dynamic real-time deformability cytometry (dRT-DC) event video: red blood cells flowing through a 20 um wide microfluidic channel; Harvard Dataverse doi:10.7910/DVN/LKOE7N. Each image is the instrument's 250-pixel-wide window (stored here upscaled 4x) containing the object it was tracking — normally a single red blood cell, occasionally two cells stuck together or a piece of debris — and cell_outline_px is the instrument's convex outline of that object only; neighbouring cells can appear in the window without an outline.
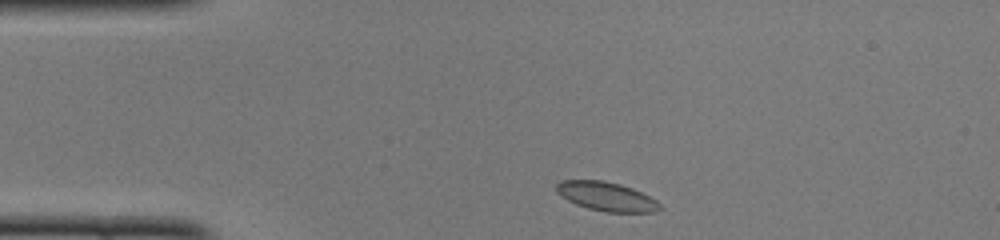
{"species": "common noctule bat (a hibernating species)", "species_latin": "Nyctalus noctula", "temperature_condition": "cold", "stored_images_in_passage": 41, "camera_frame_rate_fps": 3000, "um_per_image_px": 0.085, "animal": {"sex": "female", "body_mass_g": 22.0, "forearm_length_mm": 56.7}, "frame": {"image": 1, "passage_image": 1, "time_ms": 0.0, "image_size_px": [1000, 240], "cell_outline_px": [[664, 208], [652, 212], [608, 212], [588, 208], [576, 204], [568, 200], [556, 192], [556, 184], [560, 180], [604, 180], [620, 184], [632, 188], [656, 200]], "centroid_in_image_um": [51.54, 16.69], "position_along_channel_um": 33.5, "area_um2": 17.4}}
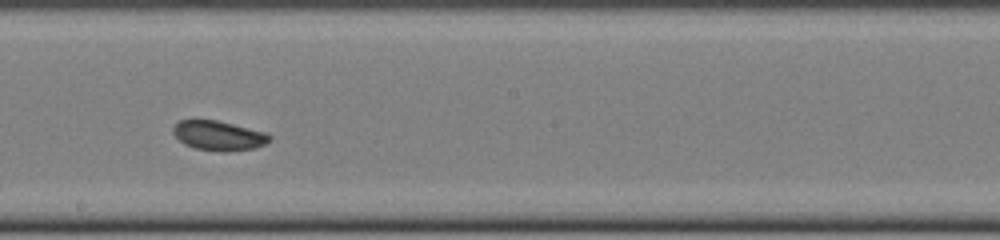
{"frame": {"image": 2, "passage_image": 19, "time_ms": 6.0, "image_size_px": [1000, 240], "cell_outline_px": [[272, 140], [256, 148], [224, 152], [220, 152], [196, 148], [184, 144], [172, 132], [172, 128], [180, 120], [216, 120], [268, 132], [272, 136]], "centroid_in_image_um": [18.64, 11.53], "position_along_channel_um": 229.6, "area_um2": 16.76}}
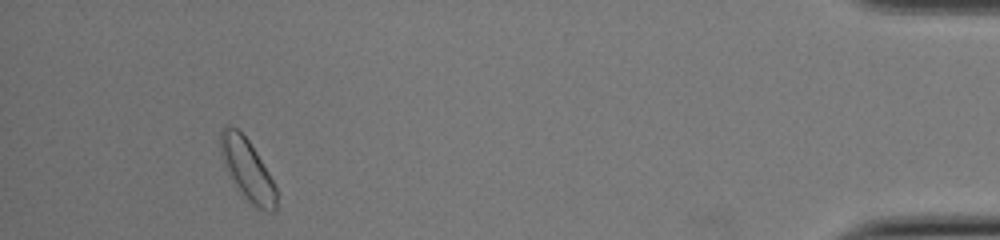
{"frame": {"image": 3, "passage_image": 38, "time_ms": 12.333, "image_size_px": [1000, 240], "cell_outline_px": [[276, 212], [268, 212], [252, 204], [244, 196], [228, 176], [220, 152], [220, 132], [224, 128], [236, 128], [248, 140], [256, 152], [268, 172], [276, 188]], "centroid_in_image_um": [21.02, 14.45], "position_along_channel_um": 414.2, "area_um2": 19.48}, "authors_computed_cell_mechanics": {"area_um2": 16.9932, "velocity_mm_per_s": 3.945, "shape_relaxation_time_tau1_ms": 2.0411, "shape_relaxation_time_tau2_ms": 5.1966, "deformation_change_tau1": 0.0638, "deformation_change_tau2": 0.0839}}